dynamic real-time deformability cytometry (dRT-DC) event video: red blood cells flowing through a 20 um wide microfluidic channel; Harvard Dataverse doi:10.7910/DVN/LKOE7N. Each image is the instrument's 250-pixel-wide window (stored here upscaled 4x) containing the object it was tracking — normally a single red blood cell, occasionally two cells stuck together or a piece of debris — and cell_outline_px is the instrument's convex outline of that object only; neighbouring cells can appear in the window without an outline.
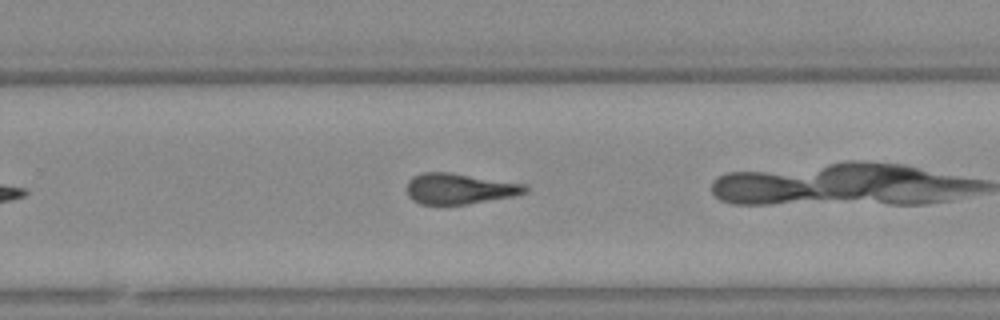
{"species": "Egyptian fruit bat (a non-hibernating species)", "species_latin": "Rousettus aegyptiacus", "temperature_condition": "warm", "stored_images_in_passage": 25, "camera_frame_rate_fps": 3000, "um_per_image_px": 0.085, "animal": {"sex": "female"}, "frame": {"image": 1, "passage_image": 18, "time_ms": 5.667, "image_size_px": [1000, 320], "cell_outline_px": [[528, 192], [516, 196], [468, 204], [420, 204], [412, 200], [408, 196], [408, 180], [412, 176], [420, 172], [448, 172], [524, 184], [528, 188]], "centroid_in_image_um": [39.04, 16.04], "position_along_channel_um": 290.8, "area_um2": 21.21}}